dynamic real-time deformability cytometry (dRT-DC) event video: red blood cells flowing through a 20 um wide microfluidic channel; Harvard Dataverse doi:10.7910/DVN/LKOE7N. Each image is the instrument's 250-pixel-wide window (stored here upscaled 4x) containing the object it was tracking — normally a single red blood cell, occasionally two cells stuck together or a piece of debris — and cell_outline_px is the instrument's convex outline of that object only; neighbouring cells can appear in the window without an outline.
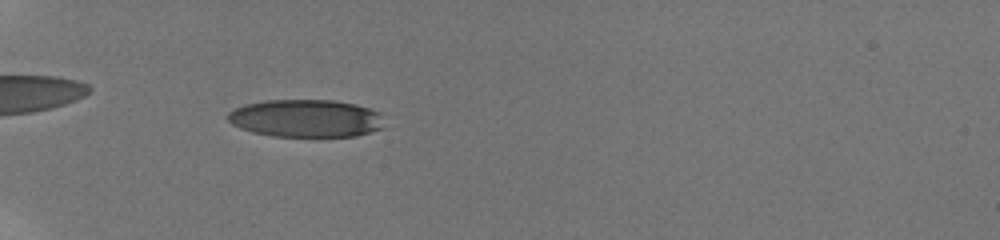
{"species": "human", "species_latin": "Homo sapiens", "temperature_condition": "room temperature", "stored_images_in_passage": 56, "camera_frame_rate_fps": 3000, "um_per_image_px": 0.085, "donor": {"sex": "male"}, "frame": {"image": 1, "passage_image": 55, "time_ms": 7.0, "image_size_px": [1000, 240], "cell_outline_px": [[384, 128], [356, 136], [272, 136], [252, 132], [240, 128], [232, 124], [228, 120], [228, 112], [244, 104], [264, 100], [332, 100], [356, 104], [380, 112]], "centroid_in_image_um": [26.0, 10.05], "position_along_channel_um": 59.0, "area_um2": 34.45}}